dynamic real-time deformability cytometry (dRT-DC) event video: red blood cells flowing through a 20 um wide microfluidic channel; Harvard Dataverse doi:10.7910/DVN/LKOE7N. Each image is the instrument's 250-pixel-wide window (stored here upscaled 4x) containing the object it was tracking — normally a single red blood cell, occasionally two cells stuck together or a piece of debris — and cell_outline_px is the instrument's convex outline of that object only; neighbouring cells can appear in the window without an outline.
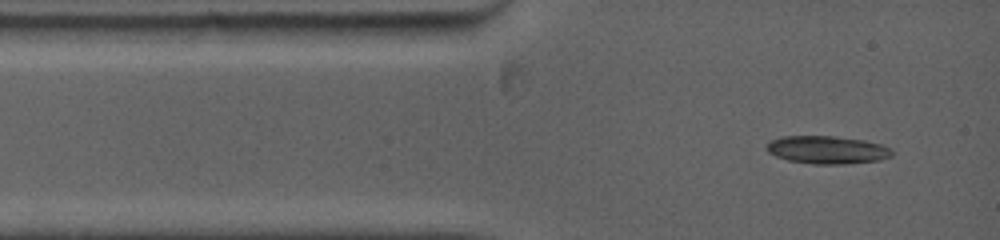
{"species": "common noctule bat (a hibernating species)", "species_latin": "Nyctalus noctula", "temperature_condition": "warm", "stored_images_in_passage": 10, "camera_frame_rate_fps": 5000, "um_per_image_px": 0.085, "animal": {"sex": "female", "body_mass_g": 19.0, "forearm_length_mm": 53.3}, "frame": {"image": 1, "passage_image": 1, "time_ms": 0.0, "image_size_px": [1000, 240], "cell_outline_px": [[892, 156], [880, 160], [844, 164], [812, 164], [788, 160], [776, 156], [768, 152], [764, 148], [768, 140], [780, 136], [836, 136], [864, 140], [880, 144], [888, 148], [892, 152]], "centroid_in_image_um": [70.24, 12.73], "position_along_channel_um": 14.8, "area_um2": 20.52}}
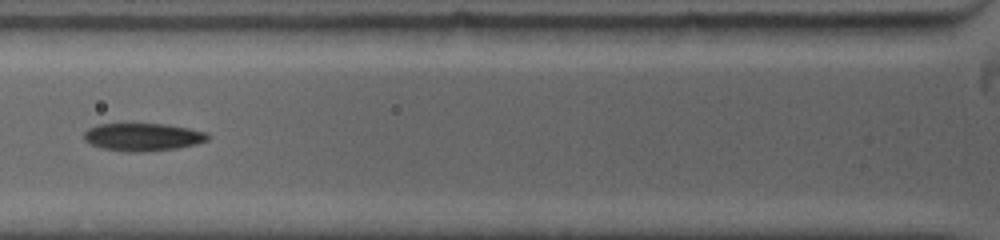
{"frame": {"image": 2, "passage_image": 6, "time_ms": 3.2, "image_size_px": [1000, 240], "cell_outline_px": [[208, 140], [196, 144], [176, 148], [140, 152], [128, 152], [100, 148], [84, 140], [84, 132], [88, 128], [96, 124], [168, 124], [188, 128], [204, 132], [208, 136]], "centroid_in_image_um": [12.09, 11.64], "position_along_channel_um": 113.7, "area_um2": 19.94}}
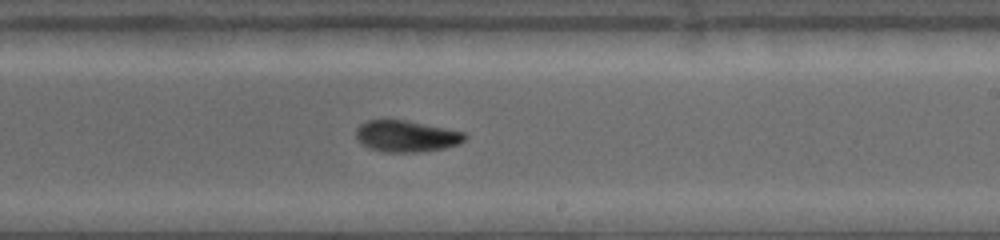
{"frame": {"image": 3, "passage_image": 10, "time_ms": 6.8, "image_size_px": [1000, 240], "cell_outline_px": [[468, 136], [460, 144], [444, 148], [420, 152], [384, 152], [368, 148], [360, 144], [356, 136], [356, 128], [360, 124], [368, 120], [404, 120], [464, 132]], "centroid_in_image_um": [34.51, 11.59], "position_along_channel_um": 254.5, "area_um2": 19.94}}